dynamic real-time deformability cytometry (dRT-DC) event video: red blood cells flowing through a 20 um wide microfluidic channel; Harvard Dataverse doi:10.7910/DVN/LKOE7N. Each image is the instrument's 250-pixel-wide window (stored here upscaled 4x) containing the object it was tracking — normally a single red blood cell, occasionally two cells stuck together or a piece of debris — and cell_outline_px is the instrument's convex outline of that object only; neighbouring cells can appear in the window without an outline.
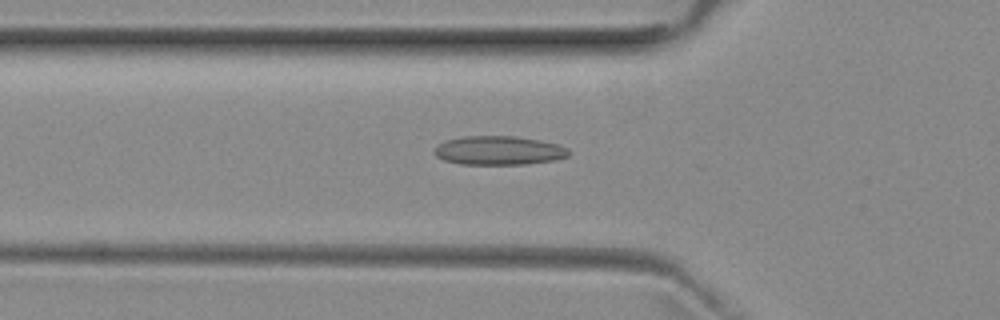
{"species": "common noctule bat (a hibernating species)", "species_latin": "Nyctalus noctula", "temperature_condition": "room temperature", "stored_images_in_passage": 42, "camera_frame_rate_fps": 3000, "um_per_image_px": 0.085, "animal": {"sex": "female", "body_mass_g": 29.2, "forearm_length_mm": 56.3}, "frame": {"image": 1, "passage_image": 8, "time_ms": 2.333, "image_size_px": [1000, 320], "cell_outline_px": [[568, 156], [556, 160], [524, 164], [460, 164], [444, 160], [436, 156], [432, 152], [444, 140], [464, 136], [516, 136], [540, 140], [560, 144], [568, 148]], "centroid_in_image_um": [42.41, 12.78], "position_along_channel_um": 83.4, "area_um2": 22.72}}
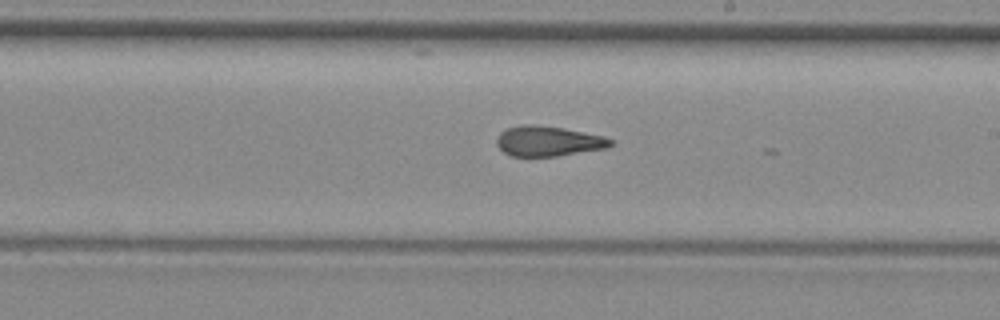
{"frame": {"image": 2, "passage_image": 20, "time_ms": 6.333, "image_size_px": [1000, 320], "cell_outline_px": [[612, 144], [608, 148], [556, 156], [512, 156], [504, 152], [496, 144], [496, 140], [500, 132], [508, 128], [524, 124], [532, 124], [564, 128], [604, 136], [612, 140]], "centroid_in_image_um": [46.6, 11.99], "position_along_channel_um": 242.4, "area_um2": 19.94}}
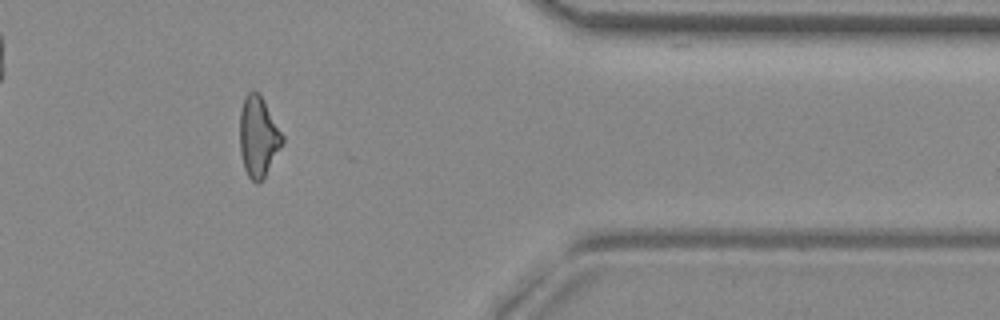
{"frame": {"image": 3, "passage_image": 33, "time_ms": 10.667, "image_size_px": [1000, 320], "cell_outline_px": [[284, 140], [280, 148], [260, 184], [256, 184], [248, 176], [244, 168], [240, 152], [240, 112], [244, 96], [248, 92], [256, 92], [260, 96], [284, 136]], "centroid_in_image_um": [21.93, 11.66], "position_along_channel_um": 389.5, "area_um2": 19.59}, "authors_computed_cell_mechanics": {"area_um2": 20.3167, "velocity_mm_per_s": 3.9513, "shape_relaxation_time_tau1_ms": null, "shape_relaxation_time_tau2_ms": 2.6571, "deformation_change_tau1": null, "deformation_change_tau2": 0.097}}